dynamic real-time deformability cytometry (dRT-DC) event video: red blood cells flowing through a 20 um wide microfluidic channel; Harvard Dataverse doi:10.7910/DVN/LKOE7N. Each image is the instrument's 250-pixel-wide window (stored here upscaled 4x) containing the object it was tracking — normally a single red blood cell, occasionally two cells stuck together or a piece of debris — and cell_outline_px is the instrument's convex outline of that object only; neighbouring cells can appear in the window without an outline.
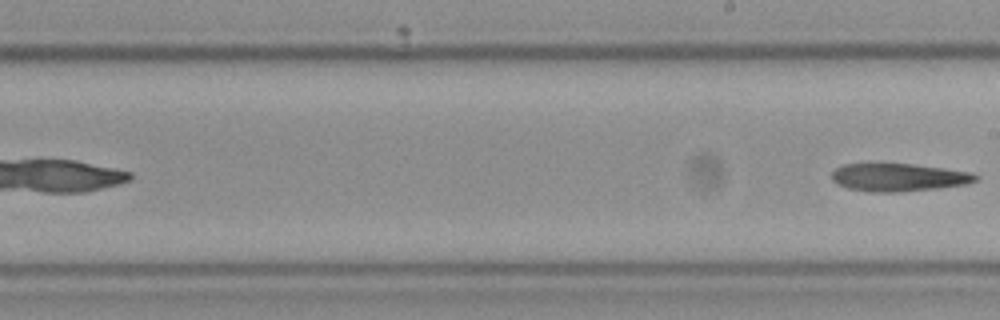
{"species": "Egyptian fruit bat (a non-hibernating species)", "species_latin": "Rousettus aegyptiacus", "temperature_condition": "cold", "stored_images_in_passage": 27, "segment_of_instrument_passage": [2, 2], "camera_frame_rate_fps": 3000, "um_per_image_px": 0.085, "frame": {"image": 1, "passage_image": 27, "time_ms": 8.667, "image_size_px": [1000, 320], "cell_outline_px": [[980, 176], [976, 180], [964, 184], [936, 188], [900, 192], [872, 192], [848, 188], [832, 180], [832, 172], [836, 168], [844, 164], [912, 164], [944, 168], [972, 172]], "centroid_in_image_um": [76.39, 15.07], "position_along_channel_um": 212.6, "area_um2": 23.12}}